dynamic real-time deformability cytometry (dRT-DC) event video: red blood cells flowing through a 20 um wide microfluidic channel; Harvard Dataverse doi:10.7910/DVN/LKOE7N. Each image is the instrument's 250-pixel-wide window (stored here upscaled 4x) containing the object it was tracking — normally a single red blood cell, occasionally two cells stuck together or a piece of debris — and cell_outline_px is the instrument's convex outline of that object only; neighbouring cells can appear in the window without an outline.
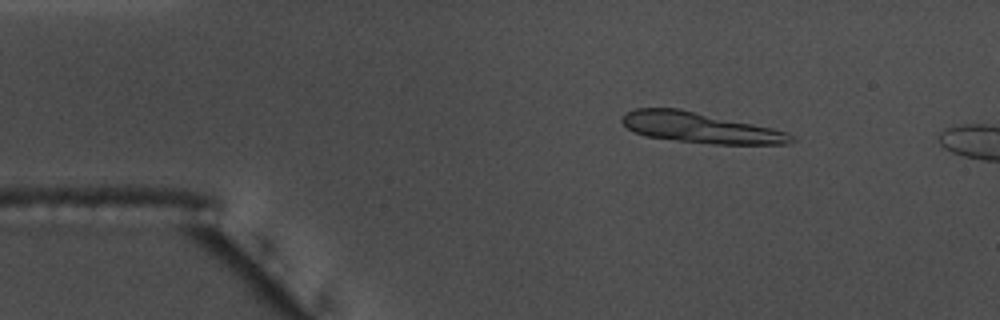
{"species": "common noctule bat (a hibernating species)", "species_latin": "Nyctalus noctula", "temperature_condition": "warm", "stored_images_in_passage": 14, "camera_frame_rate_fps": 3000, "um_per_image_px": 0.085, "animal": {"sex": "male", "body_mass_g": 17.5, "forearm_length_mm": 52.3}, "frame": {"image": 1, "passage_image": 8, "time_ms": 2.333, "image_size_px": [1000, 320], "cell_outline_px": [[796, 140], [788, 144], [716, 144], [644, 136], [628, 128], [620, 120], [620, 116], [636, 108], [680, 108], [772, 128], [788, 132]], "centroid_in_image_um": [59.52, 10.84], "position_along_channel_um": 25.5, "area_um2": 29.77}}